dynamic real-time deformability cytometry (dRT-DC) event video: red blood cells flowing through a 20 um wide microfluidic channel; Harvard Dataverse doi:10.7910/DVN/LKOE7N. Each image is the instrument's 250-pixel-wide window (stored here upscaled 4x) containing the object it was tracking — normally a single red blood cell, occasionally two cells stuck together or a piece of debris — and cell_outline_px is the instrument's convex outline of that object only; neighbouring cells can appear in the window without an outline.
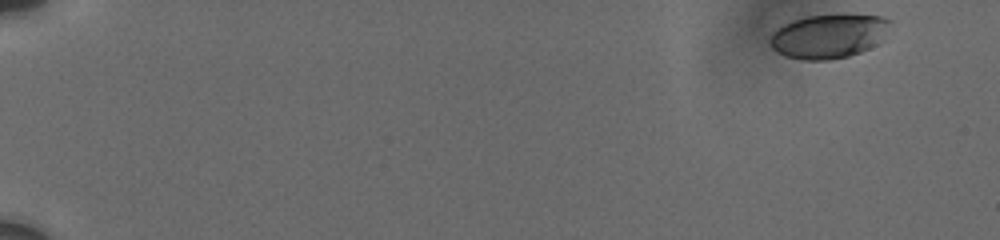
{"species": "human", "species_latin": "Homo sapiens", "temperature_condition": "cold", "stored_images_in_passage": 29, "camera_frame_rate_fps": 3000, "um_per_image_px": 0.085, "donor": {"sex": "male"}, "frame": {"image": 1, "passage_image": 1, "time_ms": 0.0, "image_size_px": [1000, 240], "cell_outline_px": [[892, 20], [884, 40], [880, 44], [860, 52], [848, 56], [828, 60], [800, 60], [784, 56], [776, 52], [772, 48], [772, 36], [784, 24], [792, 20], [808, 16], [884, 16]], "centroid_in_image_um": [70.5, 3.1], "position_along_channel_um": 14.5, "area_um2": 30.58}}
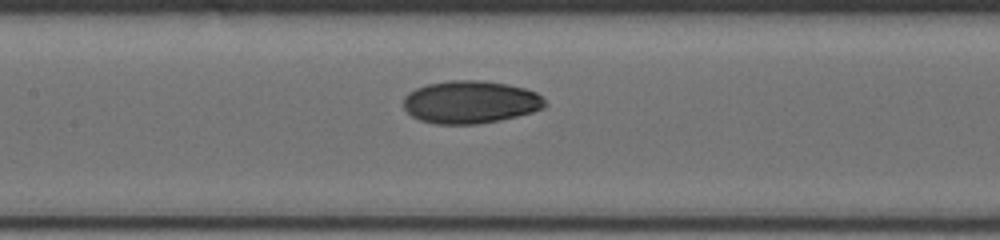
{"frame": {"image": 2, "passage_image": 16, "time_ms": 9.0, "image_size_px": [1000, 240], "cell_outline_px": [[548, 104], [544, 108], [532, 112], [500, 120], [476, 124], [436, 124], [420, 120], [412, 116], [404, 108], [404, 96], [408, 92], [416, 88], [428, 84], [452, 80], [480, 80], [504, 84], [524, 88], [536, 92]], "centroid_in_image_um": [39.97, 8.68], "position_along_channel_um": 167.4, "area_um2": 35.08}}
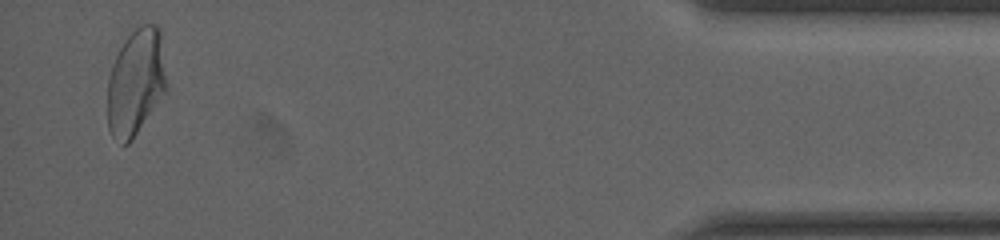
{"frame": {"image": 3, "passage_image": 29, "time_ms": 17.667, "image_size_px": [1000, 240], "cell_outline_px": [[168, 88], [132, 140], [128, 144], [120, 144], [112, 136], [108, 128], [108, 76], [112, 64], [124, 40], [140, 24], [156, 24], [160, 28]], "centroid_in_image_um": [11.55, 6.98], "position_along_channel_um": 423.6, "area_um2": 36.88}, "authors_computed_cell_mechanics": {"area_um2": 34.0442, "velocity_mm_per_s": 3.6955, "shape_relaxation_time_tau1_ms": 6.6429, "shape_relaxation_time_tau2_ms": 1.8326, "deformation_change_tau1": 0.1644, "deformation_change_tau2": 0.0468}}